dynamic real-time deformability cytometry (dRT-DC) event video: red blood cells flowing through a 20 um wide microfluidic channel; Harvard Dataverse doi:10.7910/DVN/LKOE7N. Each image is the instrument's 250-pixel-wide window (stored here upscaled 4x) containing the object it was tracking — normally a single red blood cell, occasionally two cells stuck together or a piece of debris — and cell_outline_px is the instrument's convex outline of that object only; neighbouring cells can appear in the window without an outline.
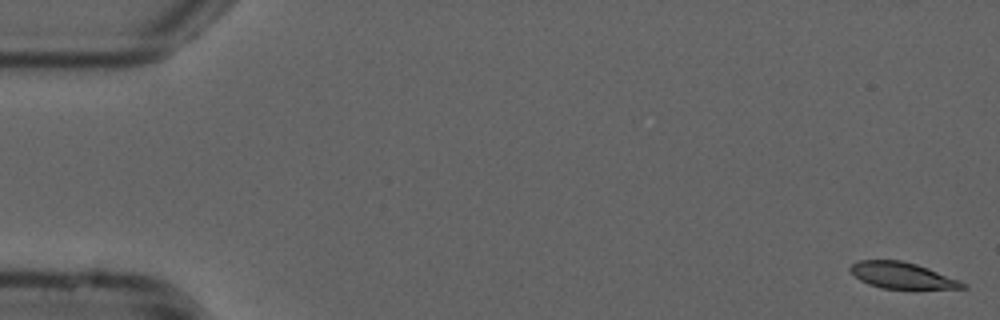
{"species": "common noctule bat (a hibernating species)", "species_latin": "Nyctalus noctula", "temperature_condition": "cold", "stored_images_in_passage": 4, "camera_frame_rate_fps": 3000, "um_per_image_px": 0.085, "animal": {"sex": "male", "forearm_length_mm": 52.5}, "frame": {"image": 1, "passage_image": 1, "time_ms": 0.0, "image_size_px": [1000, 320], "cell_outline_px": [[968, 288], [916, 292], [880, 288], [868, 284], [860, 280], [848, 268], [852, 264], [860, 260], [900, 260], [916, 264], [928, 268], [960, 280], [968, 284]], "centroid_in_image_um": [76.8, 23.49], "position_along_channel_um": 8.2, "area_um2": 18.26}}